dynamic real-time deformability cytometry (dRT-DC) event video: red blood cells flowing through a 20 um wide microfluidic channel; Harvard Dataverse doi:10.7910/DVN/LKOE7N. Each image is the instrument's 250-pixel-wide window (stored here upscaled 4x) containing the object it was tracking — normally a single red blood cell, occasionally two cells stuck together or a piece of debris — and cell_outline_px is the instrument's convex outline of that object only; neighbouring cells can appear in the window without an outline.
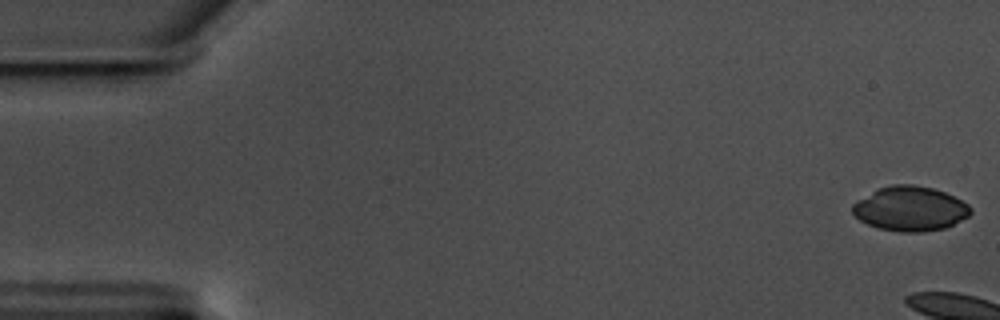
{"species": "common noctule bat (a hibernating species)", "species_latin": "Nyctalus noctula", "temperature_condition": "warm", "stored_images_in_passage": 6, "camera_frame_rate_fps": 3000, "um_per_image_px": 0.085, "animal": {"sex": "male", "body_mass_g": 17.5, "forearm_length_mm": 52.3}, "frame": {"image": 1, "passage_image": 1, "time_ms": 0.0, "image_size_px": [1000, 320], "cell_outline_px": [[972, 212], [968, 216], [944, 228], [924, 232], [900, 232], [880, 228], [868, 224], [860, 220], [852, 212], [852, 204], [856, 200], [876, 188], [892, 184], [912, 184], [932, 188], [944, 192], [968, 204], [972, 208]], "centroid_in_image_um": [77.33, 17.73], "position_along_channel_um": 7.7, "area_um2": 30.69}}